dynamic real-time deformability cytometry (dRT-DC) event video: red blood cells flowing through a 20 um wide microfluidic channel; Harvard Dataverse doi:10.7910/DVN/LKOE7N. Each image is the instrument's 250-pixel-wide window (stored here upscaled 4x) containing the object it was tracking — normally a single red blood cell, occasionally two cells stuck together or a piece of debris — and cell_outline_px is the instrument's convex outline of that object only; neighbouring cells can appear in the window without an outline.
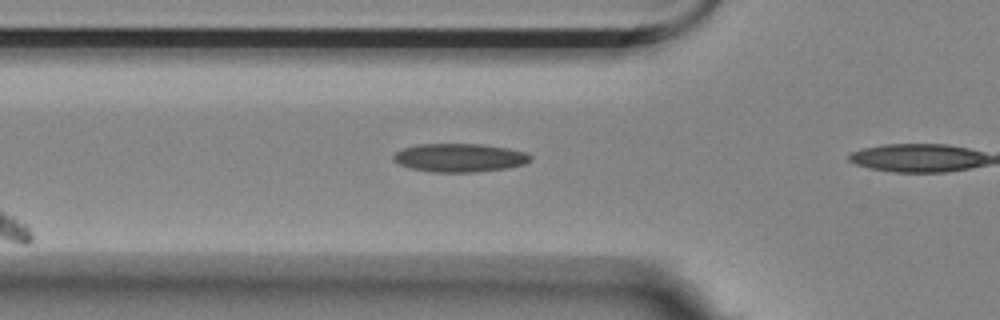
{"species": "Egyptian fruit bat (a non-hibernating species)", "species_latin": "Rousettus aegyptiacus", "temperature_condition": "room temperature", "stored_images_in_passage": 4, "camera_frame_rate_fps": 3000, "um_per_image_px": 0.085, "animal": {"sex": "female"}, "frame": {"image": 1, "passage_image": 4, "time_ms": 1.0, "image_size_px": [1000, 320], "cell_outline_px": [[532, 160], [524, 164], [508, 168], [476, 172], [432, 172], [412, 168], [400, 164], [392, 160], [392, 156], [400, 148], [416, 144], [480, 144], [508, 148], [528, 152], [532, 156]], "centroid_in_image_um": [39.08, 13.4], "position_along_channel_um": 86.7, "area_um2": 22.95}}